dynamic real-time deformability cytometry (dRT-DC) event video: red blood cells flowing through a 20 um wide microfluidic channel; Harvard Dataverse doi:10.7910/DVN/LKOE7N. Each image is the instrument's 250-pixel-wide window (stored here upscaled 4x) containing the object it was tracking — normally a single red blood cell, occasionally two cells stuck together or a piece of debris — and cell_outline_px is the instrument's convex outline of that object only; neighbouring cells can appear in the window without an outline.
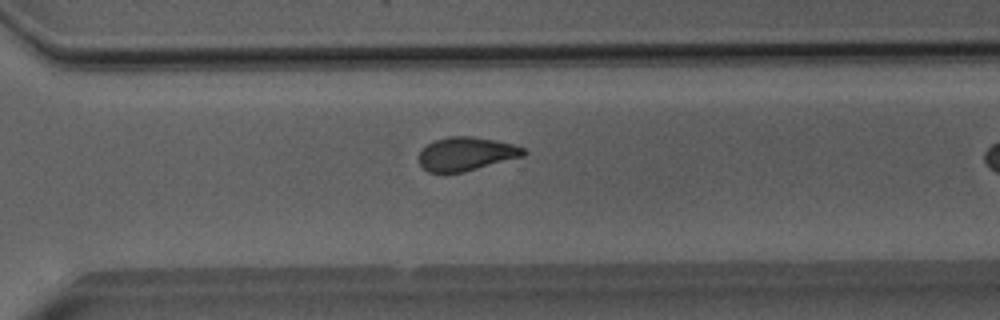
{"species": "Egyptian fruit bat (a non-hibernating species)", "species_latin": "Rousettus aegyptiacus", "temperature_condition": "room temperature", "stored_images_in_passage": 33, "camera_frame_rate_fps": 3000, "um_per_image_px": 0.085, "animal": {"sex": "male"}, "frame": {"image": 1, "passage_image": 28, "time_ms": 9.0, "image_size_px": [1000, 320], "cell_outline_px": [[528, 152], [524, 156], [464, 172], [428, 172], [420, 164], [416, 156], [428, 144], [436, 140], [448, 136], [472, 136], [512, 144], [524, 148]], "centroid_in_image_um": [39.62, 13.08], "position_along_channel_um": 331.0, "area_um2": 20.4}}